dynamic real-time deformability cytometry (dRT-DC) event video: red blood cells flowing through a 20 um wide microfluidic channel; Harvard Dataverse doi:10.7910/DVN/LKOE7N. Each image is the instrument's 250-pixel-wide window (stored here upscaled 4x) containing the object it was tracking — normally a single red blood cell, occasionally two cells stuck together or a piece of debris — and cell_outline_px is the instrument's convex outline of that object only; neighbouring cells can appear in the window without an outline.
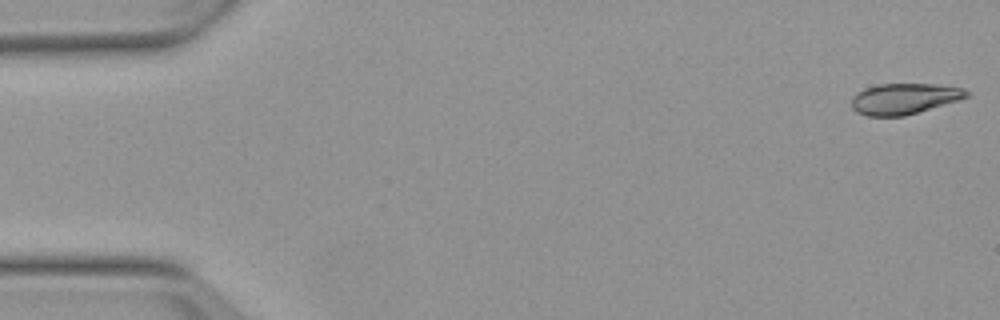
{"species": "Egyptian fruit bat (a non-hibernating species)", "species_latin": "Rousettus aegyptiacus", "temperature_condition": "warm", "stored_images_in_passage": 53, "camera_frame_rate_fps": 3000, "um_per_image_px": 0.085, "animal": {"sex": "female"}, "frame": {"image": 1, "passage_image": 1, "time_ms": 0.0, "image_size_px": [1000, 320], "cell_outline_px": [[968, 96], [960, 100], [904, 116], [868, 116], [856, 112], [852, 108], [852, 96], [856, 92], [880, 84], [936, 84], [964, 88], [968, 92]], "centroid_in_image_um": [76.86, 8.39], "position_along_channel_um": 8.1, "area_um2": 20.63}}
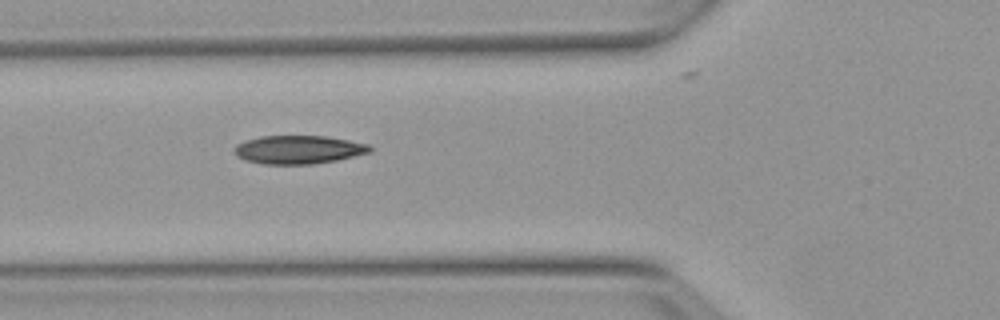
{"frame": {"image": 2, "passage_image": 19, "time_ms": 6.0, "image_size_px": [1000, 320], "cell_outline_px": [[372, 152], [336, 160], [312, 164], [264, 164], [244, 160], [236, 156], [232, 148], [236, 144], [244, 140], [260, 136], [328, 136], [368, 144], [372, 148]], "centroid_in_image_um": [25.33, 12.71], "position_along_channel_um": 100.5, "area_um2": 22.6}}
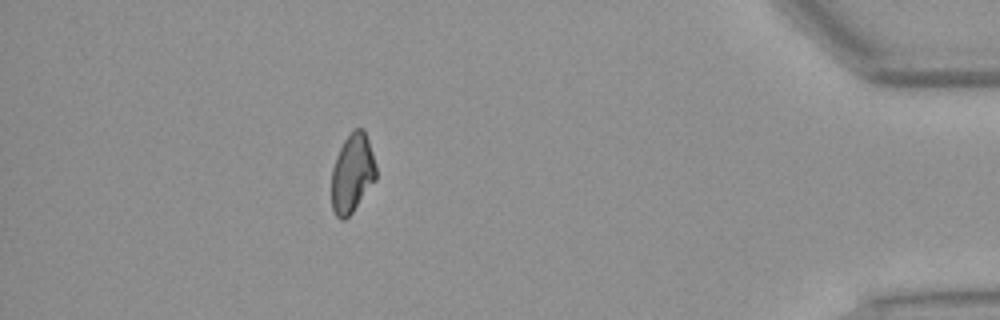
{"frame": {"image": 3, "passage_image": 47, "time_ms": 15.333, "image_size_px": [1000, 320], "cell_outline_px": [[376, 180], [352, 212], [344, 220], [340, 220], [336, 216], [332, 208], [332, 168], [336, 156], [344, 140], [356, 128], [364, 128], [376, 164]], "centroid_in_image_um": [29.95, 14.74], "position_along_channel_um": 405.3, "area_um2": 20.35}, "authors_computed_cell_mechanics": {"area_um2": 21.386, "velocity_mm_per_s": 3.8237, "shape_relaxation_time_tau1_ms": 7.9856, "shape_relaxation_time_tau2_ms": 3.7569, "deformation_change_tau1": 0.1877, "deformation_change_tau2": 0.0919}}